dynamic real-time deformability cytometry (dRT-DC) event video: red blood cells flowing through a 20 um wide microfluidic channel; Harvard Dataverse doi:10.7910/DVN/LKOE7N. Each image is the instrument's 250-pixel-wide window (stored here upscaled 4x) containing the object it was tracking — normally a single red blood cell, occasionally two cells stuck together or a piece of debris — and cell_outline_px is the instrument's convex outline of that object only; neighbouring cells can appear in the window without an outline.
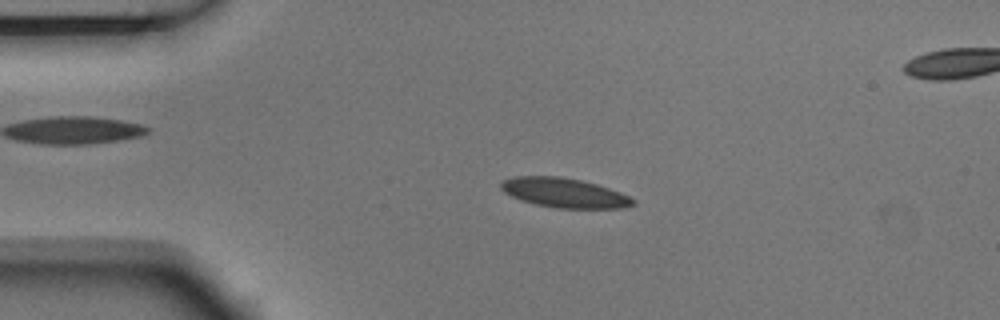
{"species": "Egyptian fruit bat (a non-hibernating species)", "species_latin": "Rousettus aegyptiacus", "temperature_condition": "room temperature", "stored_images_in_passage": 3, "camera_frame_rate_fps": 3000, "um_per_image_px": 0.085, "animal": {"sex": "male"}, "frame": {"image": 1, "passage_image": 2, "time_ms": 0.333, "image_size_px": [1000, 320], "cell_outline_px": [[636, 204], [624, 208], [556, 208], [536, 204], [520, 200], [504, 192], [500, 188], [500, 184], [504, 180], [516, 176], [560, 176], [580, 180], [596, 184], [620, 192], [636, 200]], "centroid_in_image_um": [47.97, 16.39], "position_along_channel_um": 37.0, "area_um2": 22.66}}